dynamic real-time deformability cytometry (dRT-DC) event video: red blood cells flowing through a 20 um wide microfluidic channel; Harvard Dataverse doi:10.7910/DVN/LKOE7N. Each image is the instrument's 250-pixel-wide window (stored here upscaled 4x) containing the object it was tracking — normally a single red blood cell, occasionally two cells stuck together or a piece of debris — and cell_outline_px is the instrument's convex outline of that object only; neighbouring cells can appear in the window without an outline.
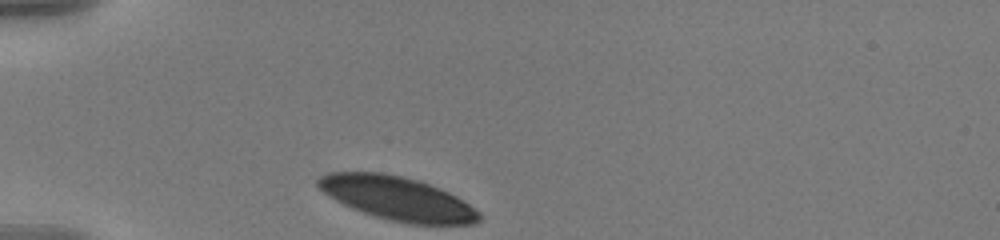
{"species": "human", "species_latin": "Homo sapiens", "temperature_condition": "warm", "stored_images_in_passage": 34, "camera_frame_rate_fps": 3000, "um_per_image_px": 0.085, "donor": {"sex": "male"}, "frame": {"image": 1, "passage_image": 1, "time_ms": 0.0, "image_size_px": [1000, 240], "cell_outline_px": [[484, 216], [476, 224], [408, 224], [388, 220], [352, 208], [328, 196], [316, 184], [316, 180], [320, 176], [328, 172], [380, 172], [420, 180], [440, 188], [456, 196], [480, 212]], "centroid_in_image_um": [33.79, 16.86], "position_along_channel_um": 51.2, "area_um2": 40.98}}
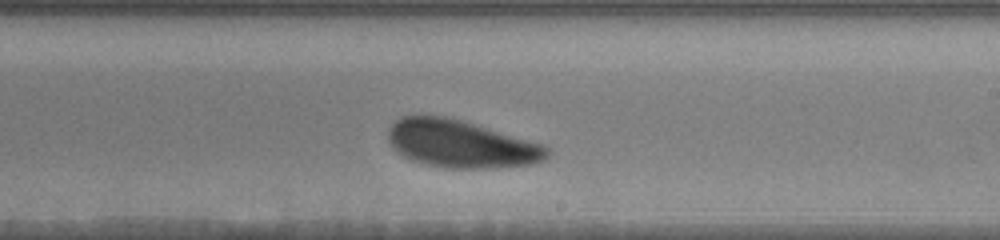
{"frame": {"image": 2, "passage_image": 20, "time_ms": 6.333, "image_size_px": [1000, 240], "cell_outline_px": [[552, 152], [544, 160], [532, 164], [496, 168], [444, 168], [412, 160], [396, 152], [388, 140], [388, 128], [400, 116], [444, 116], [460, 120], [540, 144], [548, 148]], "centroid_in_image_um": [39.14, 12.25], "position_along_channel_um": 249.9, "area_um2": 43.58}}
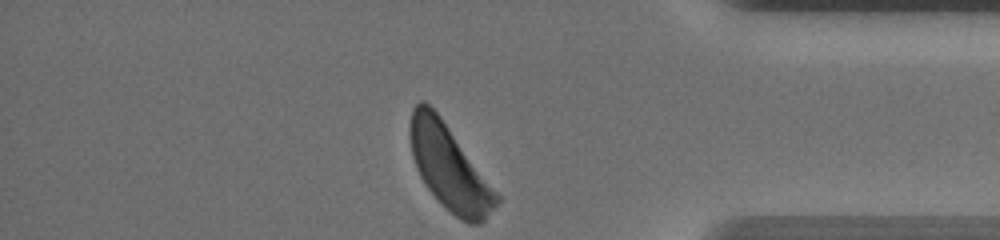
{"frame": {"image": 3, "passage_image": 34, "time_ms": 11.0, "image_size_px": [1000, 240], "cell_outline_px": [[500, 200], [484, 220], [476, 224], [468, 224], [460, 220], [424, 184], [416, 168], [412, 156], [408, 132], [408, 128], [412, 108], [420, 100], [424, 100], [440, 116], [500, 196]], "centroid_in_image_um": [38.15, 14.2], "position_along_channel_um": 397.0, "area_um2": 42.02}, "authors_computed_cell_mechanics": {"area_um2": 44.5638, "velocity_mm_per_s": 3.522, "shape_relaxation_time_tau1_ms": 1.5223, "shape_relaxation_time_tau2_ms": 10.4932, "deformation_change_tau1": 0.0905, "deformation_change_tau2": 0.2149}}